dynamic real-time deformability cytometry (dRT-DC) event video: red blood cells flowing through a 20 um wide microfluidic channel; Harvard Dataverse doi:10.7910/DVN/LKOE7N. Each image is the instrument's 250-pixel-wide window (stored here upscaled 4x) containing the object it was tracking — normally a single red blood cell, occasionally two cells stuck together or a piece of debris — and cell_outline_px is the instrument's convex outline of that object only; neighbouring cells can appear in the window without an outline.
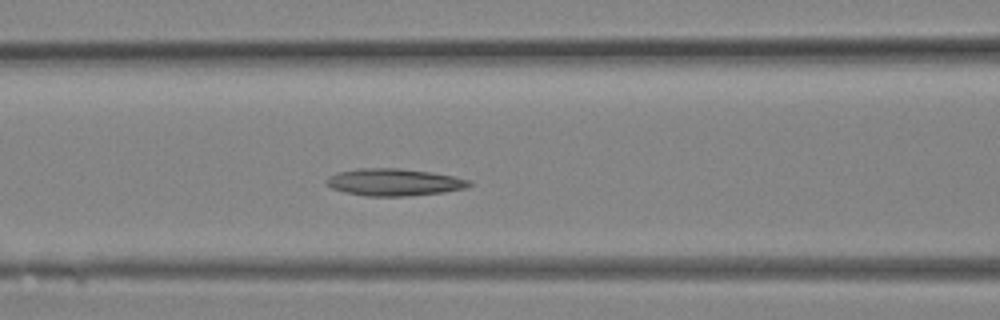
{"species": "Egyptian fruit bat (a non-hibernating species)", "species_latin": "Rousettus aegyptiacus", "temperature_condition": "room temperature", "stored_images_in_passage": 14, "camera_frame_rate_fps": 3000, "um_per_image_px": 0.085, "animal": {"sex": "female"}, "frame": {"image": 1, "passage_image": 12, "time_ms": 3.667, "image_size_px": [1000, 320], "cell_outline_px": [[472, 184], [464, 188], [444, 192], [408, 196], [364, 196], [344, 192], [332, 188], [324, 180], [328, 176], [336, 172], [356, 168], [400, 168], [432, 172], [456, 176], [472, 180]], "centroid_in_image_um": [33.49, 15.48], "position_along_channel_um": 133.1, "area_um2": 22.89}}
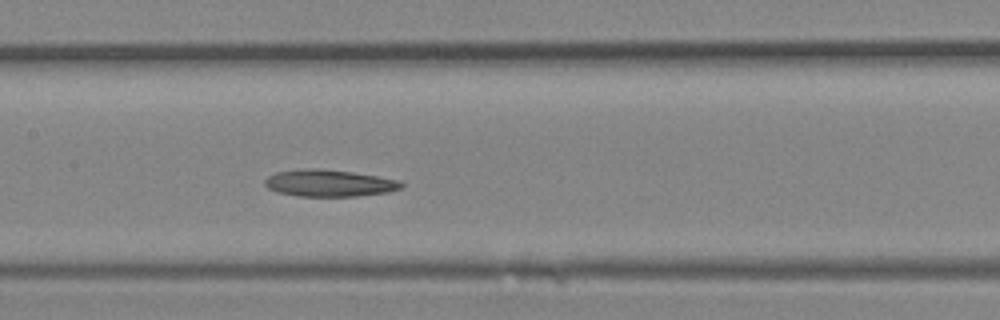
{"frame": {"image": 2, "passage_image": 14, "time_ms": 4.333, "image_size_px": [1000, 320], "cell_outline_px": [[404, 184], [400, 188], [388, 192], [360, 196], [296, 196], [276, 192], [268, 188], [264, 184], [264, 180], [268, 176], [276, 172], [304, 168], [320, 168], [352, 172], [400, 180]], "centroid_in_image_um": [27.95, 15.56], "position_along_channel_um": 179.4, "area_um2": 21.5}}